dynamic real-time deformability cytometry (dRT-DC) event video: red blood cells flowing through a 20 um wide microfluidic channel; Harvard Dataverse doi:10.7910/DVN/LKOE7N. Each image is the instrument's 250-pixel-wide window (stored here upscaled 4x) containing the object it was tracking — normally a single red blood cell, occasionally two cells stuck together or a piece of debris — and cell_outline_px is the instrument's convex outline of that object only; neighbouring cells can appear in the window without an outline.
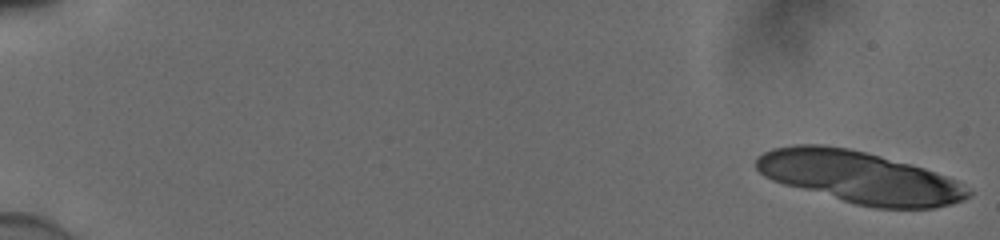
{"species": "human", "species_latin": "Homo sapiens", "temperature_condition": "cold", "stored_images_in_passage": 18, "camera_frame_rate_fps": 3000, "um_per_image_px": 0.085, "donor": {"sex": "male"}, "frame": {"image": 1, "passage_image": 1, "time_ms": 0.0, "image_size_px": [1000, 240], "cell_outline_px": [[972, 196], [964, 200], [952, 204], [936, 208], [876, 208], [856, 204], [784, 184], [772, 180], [764, 176], [756, 168], [756, 156], [772, 148], [796, 144], [824, 144], [848, 148], [880, 156], [924, 168], [956, 180], [972, 192]], "centroid_in_image_um": [73.05, 15.06], "position_along_channel_um": 12.0, "area_um2": 63.93}}